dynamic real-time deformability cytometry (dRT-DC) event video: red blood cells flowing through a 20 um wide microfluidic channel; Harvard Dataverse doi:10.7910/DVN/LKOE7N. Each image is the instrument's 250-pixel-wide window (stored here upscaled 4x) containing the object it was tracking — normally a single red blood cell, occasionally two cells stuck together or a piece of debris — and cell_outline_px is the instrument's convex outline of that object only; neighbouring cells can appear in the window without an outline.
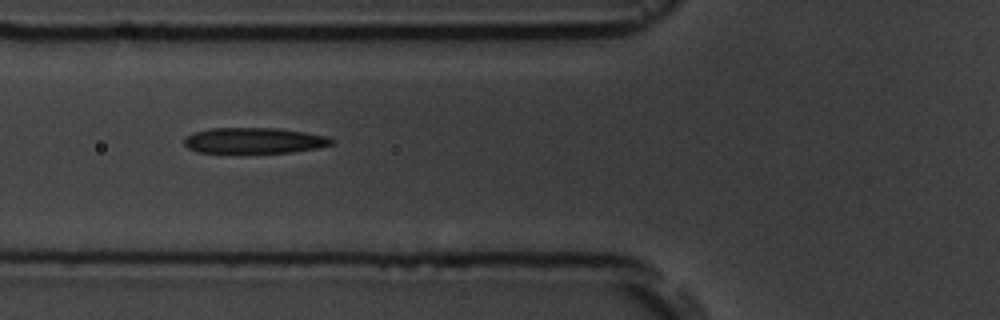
{"species": "common noctule bat (a hibernating species)", "species_latin": "Nyctalus noctula", "temperature_condition": "room temperature", "stored_images_in_passage": 7, "camera_frame_rate_fps": 3000, "um_per_image_px": 0.085, "animal": {"sex": "male", "body_mass_g": 19.5, "forearm_length_mm": 54.6}, "frame": {"image": 1, "passage_image": 6, "time_ms": 6.0, "image_size_px": [1000, 320], "cell_outline_px": [[336, 140], [332, 144], [316, 148], [292, 152], [196, 152], [188, 148], [184, 144], [184, 136], [192, 132], [208, 128], [280, 128], [328, 136]], "centroid_in_image_um": [21.58, 11.93], "position_along_channel_um": 104.2, "area_um2": 22.2}}
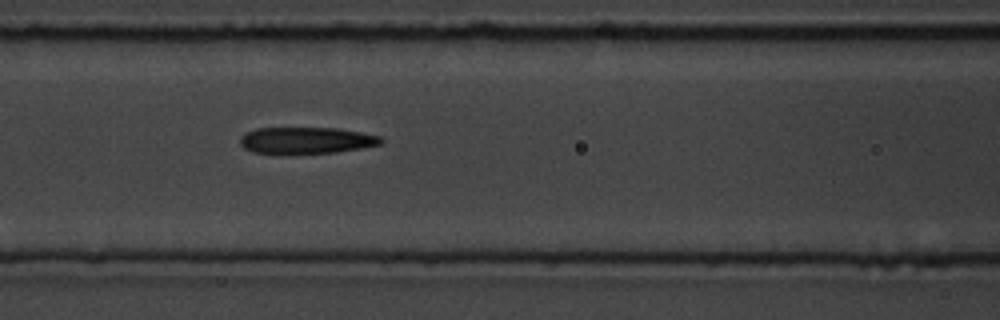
{"frame": {"image": 2, "passage_image": 7, "time_ms": 7.0, "image_size_px": [1000, 320], "cell_outline_px": [[384, 140], [380, 144], [360, 148], [336, 152], [252, 152], [244, 148], [240, 144], [240, 136], [244, 132], [256, 128], [336, 128], [360, 132], [380, 136]], "centroid_in_image_um": [26.01, 11.9], "position_along_channel_um": 140.6, "area_um2": 21.33}}